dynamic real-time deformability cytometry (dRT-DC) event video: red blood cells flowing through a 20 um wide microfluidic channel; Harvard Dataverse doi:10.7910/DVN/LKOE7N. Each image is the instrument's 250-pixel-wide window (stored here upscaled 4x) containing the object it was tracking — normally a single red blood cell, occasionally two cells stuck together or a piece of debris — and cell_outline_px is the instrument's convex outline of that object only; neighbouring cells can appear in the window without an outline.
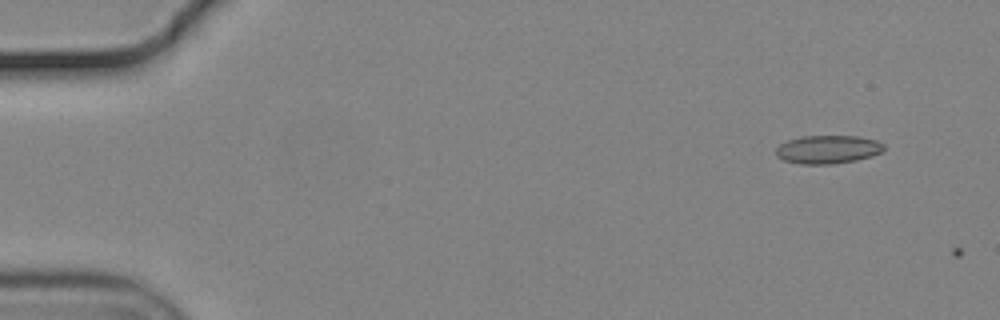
{"species": "common noctule bat (a hibernating species)", "species_latin": "Nyctalus noctula", "temperature_condition": "cold", "stored_images_in_passage": 2, "camera_frame_rate_fps": 3000, "um_per_image_px": 0.085, "animal": {"sex": "male", "body_mass_g": 19.2, "forearm_length_mm": 51.8}, "frame": {"image": 1, "passage_image": 1, "time_ms": 0.0, "image_size_px": [1000, 320], "cell_outline_px": [[884, 148], [880, 152], [872, 156], [856, 160], [832, 164], [800, 164], [784, 160], [776, 156], [776, 148], [780, 144], [788, 140], [800, 136], [860, 136], [876, 140], [884, 144]], "centroid_in_image_um": [70.36, 12.7], "position_along_channel_um": 14.6, "area_um2": 17.86}}